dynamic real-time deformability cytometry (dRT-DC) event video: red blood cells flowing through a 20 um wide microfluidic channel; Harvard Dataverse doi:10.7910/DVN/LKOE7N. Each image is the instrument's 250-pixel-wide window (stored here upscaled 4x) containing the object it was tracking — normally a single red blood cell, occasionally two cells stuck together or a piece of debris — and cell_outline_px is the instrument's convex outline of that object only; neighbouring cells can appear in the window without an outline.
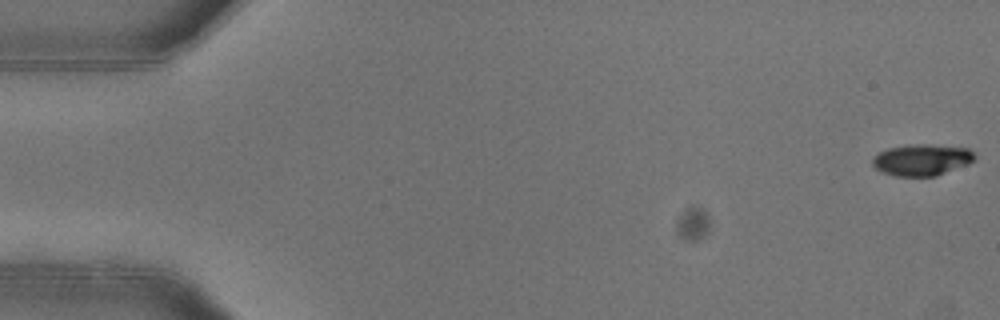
{"species": "common noctule bat (a hibernating species)", "species_latin": "Nyctalus noctula", "temperature_condition": "warm", "stored_images_in_passage": 53, "camera_frame_rate_fps": 3000, "um_per_image_px": 0.085, "animal": {"sex": "female"}, "frame": {"image": 1, "passage_image": 1, "time_ms": 0.0, "image_size_px": [1000, 320], "cell_outline_px": [[976, 160], [968, 164], [936, 176], [896, 176], [884, 172], [876, 168], [872, 164], [872, 156], [888, 148], [916, 144], [928, 144], [968, 148], [976, 156]], "centroid_in_image_um": [78.37, 13.58], "position_along_channel_um": 6.6, "area_um2": 18.67}}
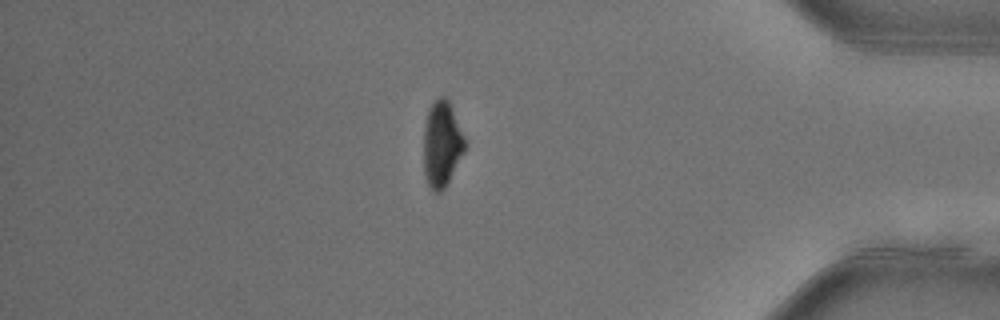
{"frame": {"image": 2, "passage_image": 45, "time_ms": 14.667, "image_size_px": [1000, 320], "cell_outline_px": [[464, 152], [448, 184], [440, 192], [436, 192], [428, 184], [424, 172], [424, 128], [428, 108], [440, 96], [444, 96], [448, 100], [464, 136]], "centroid_in_image_um": [37.55, 12.26], "position_along_channel_um": 397.7, "area_um2": 20.35}}
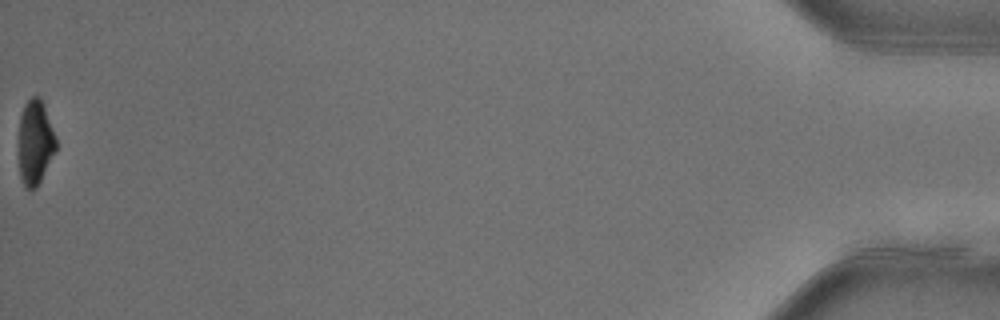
{"frame": {"image": 3, "passage_image": 53, "time_ms": 17.333, "image_size_px": [1000, 320], "cell_outline_px": [[56, 152], [36, 188], [24, 188], [20, 176], [16, 144], [20, 116], [24, 104], [32, 96], [40, 96], [44, 104], [56, 136]], "centroid_in_image_um": [2.95, 12.09], "position_along_channel_um": 432.2, "area_um2": 19.19}, "authors_computed_cell_mechanics": {"area_um2": 21.4438, "velocity_mm_per_s": 3.9662, "shape_relaxation_time_tau1_ms": 3.2057, "shape_relaxation_time_tau2_ms": 6.2922, "deformation_change_tau1": 0.1596, "deformation_change_tau2": 0.0793}}